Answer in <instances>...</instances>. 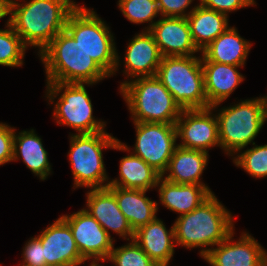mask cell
Here are the masks:
<instances>
[{"mask_svg": "<svg viewBox=\"0 0 267 266\" xmlns=\"http://www.w3.org/2000/svg\"><path fill=\"white\" fill-rule=\"evenodd\" d=\"M11 0L10 24L27 47L40 53L65 30L70 12L78 5L74 0Z\"/></svg>", "mask_w": 267, "mask_h": 266, "instance_id": "obj_1", "label": "cell"}, {"mask_svg": "<svg viewBox=\"0 0 267 266\" xmlns=\"http://www.w3.org/2000/svg\"><path fill=\"white\" fill-rule=\"evenodd\" d=\"M173 226L176 246L198 247L201 258L235 231L233 214L214 193L193 211L178 216Z\"/></svg>", "mask_w": 267, "mask_h": 266, "instance_id": "obj_2", "label": "cell"}, {"mask_svg": "<svg viewBox=\"0 0 267 266\" xmlns=\"http://www.w3.org/2000/svg\"><path fill=\"white\" fill-rule=\"evenodd\" d=\"M37 55L44 65L46 82L97 84L110 77L66 30Z\"/></svg>", "mask_w": 267, "mask_h": 266, "instance_id": "obj_3", "label": "cell"}, {"mask_svg": "<svg viewBox=\"0 0 267 266\" xmlns=\"http://www.w3.org/2000/svg\"><path fill=\"white\" fill-rule=\"evenodd\" d=\"M69 137L68 157L72 169L74 190L80 187L96 189L108 186L110 178L103 160L104 149L131 151L127 144L106 131L93 134L73 133Z\"/></svg>", "mask_w": 267, "mask_h": 266, "instance_id": "obj_4", "label": "cell"}, {"mask_svg": "<svg viewBox=\"0 0 267 266\" xmlns=\"http://www.w3.org/2000/svg\"><path fill=\"white\" fill-rule=\"evenodd\" d=\"M109 27L94 9L77 5L68 15L65 30L111 77L119 71L122 58Z\"/></svg>", "mask_w": 267, "mask_h": 266, "instance_id": "obj_5", "label": "cell"}, {"mask_svg": "<svg viewBox=\"0 0 267 266\" xmlns=\"http://www.w3.org/2000/svg\"><path fill=\"white\" fill-rule=\"evenodd\" d=\"M119 91L127 103L132 122L176 124L182 112L157 76L132 79Z\"/></svg>", "mask_w": 267, "mask_h": 266, "instance_id": "obj_6", "label": "cell"}, {"mask_svg": "<svg viewBox=\"0 0 267 266\" xmlns=\"http://www.w3.org/2000/svg\"><path fill=\"white\" fill-rule=\"evenodd\" d=\"M210 106L218 120L220 148L233 157L240 149L254 144V139L266 122L261 96L240 100L230 106Z\"/></svg>", "mask_w": 267, "mask_h": 266, "instance_id": "obj_7", "label": "cell"}, {"mask_svg": "<svg viewBox=\"0 0 267 266\" xmlns=\"http://www.w3.org/2000/svg\"><path fill=\"white\" fill-rule=\"evenodd\" d=\"M86 85L89 87L95 84L46 82L45 97L49 105L55 104L54 120L58 125L74 129L75 134H93L106 130V123L93 116V105Z\"/></svg>", "mask_w": 267, "mask_h": 266, "instance_id": "obj_8", "label": "cell"}, {"mask_svg": "<svg viewBox=\"0 0 267 266\" xmlns=\"http://www.w3.org/2000/svg\"><path fill=\"white\" fill-rule=\"evenodd\" d=\"M156 76L182 110L210 107L205 94L201 54L198 57H162Z\"/></svg>", "mask_w": 267, "mask_h": 266, "instance_id": "obj_9", "label": "cell"}, {"mask_svg": "<svg viewBox=\"0 0 267 266\" xmlns=\"http://www.w3.org/2000/svg\"><path fill=\"white\" fill-rule=\"evenodd\" d=\"M136 139L132 154L142 158L161 176L178 144L175 124L133 122Z\"/></svg>", "mask_w": 267, "mask_h": 266, "instance_id": "obj_10", "label": "cell"}, {"mask_svg": "<svg viewBox=\"0 0 267 266\" xmlns=\"http://www.w3.org/2000/svg\"><path fill=\"white\" fill-rule=\"evenodd\" d=\"M72 230L81 257L88 261V266H101L99 262H106L115 246V239L111 237L99 222L85 209L73 214L61 215Z\"/></svg>", "mask_w": 267, "mask_h": 266, "instance_id": "obj_11", "label": "cell"}, {"mask_svg": "<svg viewBox=\"0 0 267 266\" xmlns=\"http://www.w3.org/2000/svg\"><path fill=\"white\" fill-rule=\"evenodd\" d=\"M211 107L182 110L176 121L178 146L209 152L220 147L218 120Z\"/></svg>", "mask_w": 267, "mask_h": 266, "instance_id": "obj_12", "label": "cell"}, {"mask_svg": "<svg viewBox=\"0 0 267 266\" xmlns=\"http://www.w3.org/2000/svg\"><path fill=\"white\" fill-rule=\"evenodd\" d=\"M233 231L224 241L202 257L211 266H264L266 249L249 232L236 241Z\"/></svg>", "mask_w": 267, "mask_h": 266, "instance_id": "obj_13", "label": "cell"}, {"mask_svg": "<svg viewBox=\"0 0 267 266\" xmlns=\"http://www.w3.org/2000/svg\"><path fill=\"white\" fill-rule=\"evenodd\" d=\"M36 237L41 241L45 264L53 266L86 265L68 223L60 216Z\"/></svg>", "mask_w": 267, "mask_h": 266, "instance_id": "obj_14", "label": "cell"}, {"mask_svg": "<svg viewBox=\"0 0 267 266\" xmlns=\"http://www.w3.org/2000/svg\"><path fill=\"white\" fill-rule=\"evenodd\" d=\"M124 54L123 75L127 77L119 89L128 81L138 77L156 76L162 55L153 35L141 30L128 43Z\"/></svg>", "mask_w": 267, "mask_h": 266, "instance_id": "obj_15", "label": "cell"}, {"mask_svg": "<svg viewBox=\"0 0 267 266\" xmlns=\"http://www.w3.org/2000/svg\"><path fill=\"white\" fill-rule=\"evenodd\" d=\"M85 207L83 209L94 217L110 236L111 230L123 240L130 241L134 238L133 229L120 211L115 194L108 187L88 189Z\"/></svg>", "mask_w": 267, "mask_h": 266, "instance_id": "obj_16", "label": "cell"}, {"mask_svg": "<svg viewBox=\"0 0 267 266\" xmlns=\"http://www.w3.org/2000/svg\"><path fill=\"white\" fill-rule=\"evenodd\" d=\"M162 57L201 53L193 42L187 18L161 16L149 30Z\"/></svg>", "mask_w": 267, "mask_h": 266, "instance_id": "obj_17", "label": "cell"}, {"mask_svg": "<svg viewBox=\"0 0 267 266\" xmlns=\"http://www.w3.org/2000/svg\"><path fill=\"white\" fill-rule=\"evenodd\" d=\"M133 240L159 266H169L175 253L174 226L168 230L157 216L134 232Z\"/></svg>", "mask_w": 267, "mask_h": 266, "instance_id": "obj_18", "label": "cell"}, {"mask_svg": "<svg viewBox=\"0 0 267 266\" xmlns=\"http://www.w3.org/2000/svg\"><path fill=\"white\" fill-rule=\"evenodd\" d=\"M208 160L209 153L177 146L162 178L175 184L204 185L213 193L208 185L201 181Z\"/></svg>", "mask_w": 267, "mask_h": 266, "instance_id": "obj_19", "label": "cell"}, {"mask_svg": "<svg viewBox=\"0 0 267 266\" xmlns=\"http://www.w3.org/2000/svg\"><path fill=\"white\" fill-rule=\"evenodd\" d=\"M204 88L209 106L223 103L237 89L245 78L238 71L242 66L201 61Z\"/></svg>", "mask_w": 267, "mask_h": 266, "instance_id": "obj_20", "label": "cell"}, {"mask_svg": "<svg viewBox=\"0 0 267 266\" xmlns=\"http://www.w3.org/2000/svg\"><path fill=\"white\" fill-rule=\"evenodd\" d=\"M252 43L240 36L236 27L229 26L201 51V61H212L244 67Z\"/></svg>", "mask_w": 267, "mask_h": 266, "instance_id": "obj_21", "label": "cell"}, {"mask_svg": "<svg viewBox=\"0 0 267 266\" xmlns=\"http://www.w3.org/2000/svg\"><path fill=\"white\" fill-rule=\"evenodd\" d=\"M159 200L162 206L180 215L196 209L212 193L204 186L197 184H175L162 176L158 179Z\"/></svg>", "mask_w": 267, "mask_h": 266, "instance_id": "obj_22", "label": "cell"}, {"mask_svg": "<svg viewBox=\"0 0 267 266\" xmlns=\"http://www.w3.org/2000/svg\"><path fill=\"white\" fill-rule=\"evenodd\" d=\"M14 128L13 158L12 161L22 159L31 172L44 181L52 173L48 159V152L43 141L34 129L23 130L16 133ZM21 156V157H20Z\"/></svg>", "mask_w": 267, "mask_h": 266, "instance_id": "obj_23", "label": "cell"}, {"mask_svg": "<svg viewBox=\"0 0 267 266\" xmlns=\"http://www.w3.org/2000/svg\"><path fill=\"white\" fill-rule=\"evenodd\" d=\"M107 187L115 194L118 207L134 232L156 217L159 202L145 196L146 190Z\"/></svg>", "mask_w": 267, "mask_h": 266, "instance_id": "obj_24", "label": "cell"}, {"mask_svg": "<svg viewBox=\"0 0 267 266\" xmlns=\"http://www.w3.org/2000/svg\"><path fill=\"white\" fill-rule=\"evenodd\" d=\"M229 17L200 3L187 16L191 36L196 47L202 51L229 27Z\"/></svg>", "mask_w": 267, "mask_h": 266, "instance_id": "obj_25", "label": "cell"}, {"mask_svg": "<svg viewBox=\"0 0 267 266\" xmlns=\"http://www.w3.org/2000/svg\"><path fill=\"white\" fill-rule=\"evenodd\" d=\"M119 176L109 179L108 186L150 191L155 188L161 175L142 158L132 154L119 161Z\"/></svg>", "mask_w": 267, "mask_h": 266, "instance_id": "obj_26", "label": "cell"}, {"mask_svg": "<svg viewBox=\"0 0 267 266\" xmlns=\"http://www.w3.org/2000/svg\"><path fill=\"white\" fill-rule=\"evenodd\" d=\"M5 29H0V65L7 67H22L28 47L14 31L7 19Z\"/></svg>", "mask_w": 267, "mask_h": 266, "instance_id": "obj_27", "label": "cell"}, {"mask_svg": "<svg viewBox=\"0 0 267 266\" xmlns=\"http://www.w3.org/2000/svg\"><path fill=\"white\" fill-rule=\"evenodd\" d=\"M118 8L128 21L134 24H144L148 26L143 31H149L155 18L161 17V8L158 0H118Z\"/></svg>", "mask_w": 267, "mask_h": 266, "instance_id": "obj_28", "label": "cell"}, {"mask_svg": "<svg viewBox=\"0 0 267 266\" xmlns=\"http://www.w3.org/2000/svg\"><path fill=\"white\" fill-rule=\"evenodd\" d=\"M252 145V148L247 147L246 150L240 149L236 155L233 156V163L253 178H266L267 144L258 146L254 143Z\"/></svg>", "mask_w": 267, "mask_h": 266, "instance_id": "obj_29", "label": "cell"}, {"mask_svg": "<svg viewBox=\"0 0 267 266\" xmlns=\"http://www.w3.org/2000/svg\"><path fill=\"white\" fill-rule=\"evenodd\" d=\"M106 260L113 266H159L133 239L121 247H113Z\"/></svg>", "mask_w": 267, "mask_h": 266, "instance_id": "obj_30", "label": "cell"}, {"mask_svg": "<svg viewBox=\"0 0 267 266\" xmlns=\"http://www.w3.org/2000/svg\"><path fill=\"white\" fill-rule=\"evenodd\" d=\"M21 258H23V261L19 266H39L45 264L43 246L36 236L31 237L30 240L25 243Z\"/></svg>", "mask_w": 267, "mask_h": 266, "instance_id": "obj_31", "label": "cell"}, {"mask_svg": "<svg viewBox=\"0 0 267 266\" xmlns=\"http://www.w3.org/2000/svg\"><path fill=\"white\" fill-rule=\"evenodd\" d=\"M200 4L206 8L215 10L229 17V13L241 8L256 6L255 0H199Z\"/></svg>", "mask_w": 267, "mask_h": 266, "instance_id": "obj_32", "label": "cell"}, {"mask_svg": "<svg viewBox=\"0 0 267 266\" xmlns=\"http://www.w3.org/2000/svg\"><path fill=\"white\" fill-rule=\"evenodd\" d=\"M193 1L195 0H158L161 8V16L187 18L197 6L196 4L190 11H187V8H189Z\"/></svg>", "mask_w": 267, "mask_h": 266, "instance_id": "obj_33", "label": "cell"}, {"mask_svg": "<svg viewBox=\"0 0 267 266\" xmlns=\"http://www.w3.org/2000/svg\"><path fill=\"white\" fill-rule=\"evenodd\" d=\"M14 127L0 122V165L12 162Z\"/></svg>", "mask_w": 267, "mask_h": 266, "instance_id": "obj_34", "label": "cell"}, {"mask_svg": "<svg viewBox=\"0 0 267 266\" xmlns=\"http://www.w3.org/2000/svg\"><path fill=\"white\" fill-rule=\"evenodd\" d=\"M10 0H0V20L10 16Z\"/></svg>", "mask_w": 267, "mask_h": 266, "instance_id": "obj_35", "label": "cell"}, {"mask_svg": "<svg viewBox=\"0 0 267 266\" xmlns=\"http://www.w3.org/2000/svg\"><path fill=\"white\" fill-rule=\"evenodd\" d=\"M262 102H263V110H264V116L267 121V95L261 97Z\"/></svg>", "mask_w": 267, "mask_h": 266, "instance_id": "obj_36", "label": "cell"}, {"mask_svg": "<svg viewBox=\"0 0 267 266\" xmlns=\"http://www.w3.org/2000/svg\"><path fill=\"white\" fill-rule=\"evenodd\" d=\"M264 266H267V251H266L265 256H264Z\"/></svg>", "mask_w": 267, "mask_h": 266, "instance_id": "obj_37", "label": "cell"}, {"mask_svg": "<svg viewBox=\"0 0 267 266\" xmlns=\"http://www.w3.org/2000/svg\"><path fill=\"white\" fill-rule=\"evenodd\" d=\"M39 266H53V265L42 264V265H39Z\"/></svg>", "mask_w": 267, "mask_h": 266, "instance_id": "obj_38", "label": "cell"}]
</instances>
